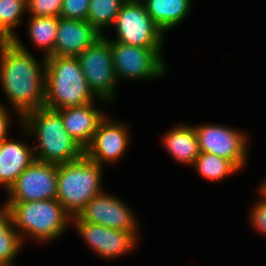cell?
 Returning a JSON list of instances; mask_svg holds the SVG:
<instances>
[{
	"label": "cell",
	"mask_w": 266,
	"mask_h": 266,
	"mask_svg": "<svg viewBox=\"0 0 266 266\" xmlns=\"http://www.w3.org/2000/svg\"><path fill=\"white\" fill-rule=\"evenodd\" d=\"M27 14V0H0V30L13 40L18 33L17 26H21L22 17Z\"/></svg>",
	"instance_id": "23"
},
{
	"label": "cell",
	"mask_w": 266,
	"mask_h": 266,
	"mask_svg": "<svg viewBox=\"0 0 266 266\" xmlns=\"http://www.w3.org/2000/svg\"><path fill=\"white\" fill-rule=\"evenodd\" d=\"M95 100L101 99L89 88L77 57H46L45 107L59 110Z\"/></svg>",
	"instance_id": "4"
},
{
	"label": "cell",
	"mask_w": 266,
	"mask_h": 266,
	"mask_svg": "<svg viewBox=\"0 0 266 266\" xmlns=\"http://www.w3.org/2000/svg\"><path fill=\"white\" fill-rule=\"evenodd\" d=\"M63 0H27L28 16L59 17Z\"/></svg>",
	"instance_id": "24"
},
{
	"label": "cell",
	"mask_w": 266,
	"mask_h": 266,
	"mask_svg": "<svg viewBox=\"0 0 266 266\" xmlns=\"http://www.w3.org/2000/svg\"><path fill=\"white\" fill-rule=\"evenodd\" d=\"M102 102L111 105L105 100H97L85 105L68 107L57 110L62 117L63 124L69 135L85 149L92 141L100 122L105 118L107 111L95 105Z\"/></svg>",
	"instance_id": "14"
},
{
	"label": "cell",
	"mask_w": 266,
	"mask_h": 266,
	"mask_svg": "<svg viewBox=\"0 0 266 266\" xmlns=\"http://www.w3.org/2000/svg\"><path fill=\"white\" fill-rule=\"evenodd\" d=\"M161 137L163 148L168 155L182 166H193L200 155L198 139L194 125L178 123Z\"/></svg>",
	"instance_id": "17"
},
{
	"label": "cell",
	"mask_w": 266,
	"mask_h": 266,
	"mask_svg": "<svg viewBox=\"0 0 266 266\" xmlns=\"http://www.w3.org/2000/svg\"><path fill=\"white\" fill-rule=\"evenodd\" d=\"M27 31L30 42L40 48L44 57L54 56L58 17L28 16Z\"/></svg>",
	"instance_id": "19"
},
{
	"label": "cell",
	"mask_w": 266,
	"mask_h": 266,
	"mask_svg": "<svg viewBox=\"0 0 266 266\" xmlns=\"http://www.w3.org/2000/svg\"><path fill=\"white\" fill-rule=\"evenodd\" d=\"M127 0H90L87 21L102 35L114 26L121 7ZM105 31V32H104Z\"/></svg>",
	"instance_id": "22"
},
{
	"label": "cell",
	"mask_w": 266,
	"mask_h": 266,
	"mask_svg": "<svg viewBox=\"0 0 266 266\" xmlns=\"http://www.w3.org/2000/svg\"><path fill=\"white\" fill-rule=\"evenodd\" d=\"M88 86L98 98L111 105L117 99L118 82L113 65L110 40L102 35L77 56Z\"/></svg>",
	"instance_id": "8"
},
{
	"label": "cell",
	"mask_w": 266,
	"mask_h": 266,
	"mask_svg": "<svg viewBox=\"0 0 266 266\" xmlns=\"http://www.w3.org/2000/svg\"><path fill=\"white\" fill-rule=\"evenodd\" d=\"M0 206V266H16L14 261L25 243L14 228L9 210Z\"/></svg>",
	"instance_id": "20"
},
{
	"label": "cell",
	"mask_w": 266,
	"mask_h": 266,
	"mask_svg": "<svg viewBox=\"0 0 266 266\" xmlns=\"http://www.w3.org/2000/svg\"><path fill=\"white\" fill-rule=\"evenodd\" d=\"M148 14L166 35L184 22L192 11L193 0H142Z\"/></svg>",
	"instance_id": "18"
},
{
	"label": "cell",
	"mask_w": 266,
	"mask_h": 266,
	"mask_svg": "<svg viewBox=\"0 0 266 266\" xmlns=\"http://www.w3.org/2000/svg\"><path fill=\"white\" fill-rule=\"evenodd\" d=\"M89 5L90 0H63L59 17L87 21Z\"/></svg>",
	"instance_id": "25"
},
{
	"label": "cell",
	"mask_w": 266,
	"mask_h": 266,
	"mask_svg": "<svg viewBox=\"0 0 266 266\" xmlns=\"http://www.w3.org/2000/svg\"><path fill=\"white\" fill-rule=\"evenodd\" d=\"M258 197V201L249 210V221L253 230L266 237V200Z\"/></svg>",
	"instance_id": "26"
},
{
	"label": "cell",
	"mask_w": 266,
	"mask_h": 266,
	"mask_svg": "<svg viewBox=\"0 0 266 266\" xmlns=\"http://www.w3.org/2000/svg\"><path fill=\"white\" fill-rule=\"evenodd\" d=\"M127 124L106 115L91 143L84 149V154L100 166L118 163L128 152L132 139L130 126Z\"/></svg>",
	"instance_id": "12"
},
{
	"label": "cell",
	"mask_w": 266,
	"mask_h": 266,
	"mask_svg": "<svg viewBox=\"0 0 266 266\" xmlns=\"http://www.w3.org/2000/svg\"><path fill=\"white\" fill-rule=\"evenodd\" d=\"M101 36L88 21L58 17L54 56L77 57Z\"/></svg>",
	"instance_id": "15"
},
{
	"label": "cell",
	"mask_w": 266,
	"mask_h": 266,
	"mask_svg": "<svg viewBox=\"0 0 266 266\" xmlns=\"http://www.w3.org/2000/svg\"><path fill=\"white\" fill-rule=\"evenodd\" d=\"M104 167L85 154L73 162L57 165V196L64 210L77 216L96 195L104 192Z\"/></svg>",
	"instance_id": "5"
},
{
	"label": "cell",
	"mask_w": 266,
	"mask_h": 266,
	"mask_svg": "<svg viewBox=\"0 0 266 266\" xmlns=\"http://www.w3.org/2000/svg\"><path fill=\"white\" fill-rule=\"evenodd\" d=\"M114 71L118 82L156 80L168 73L163 47H140L110 40Z\"/></svg>",
	"instance_id": "6"
},
{
	"label": "cell",
	"mask_w": 266,
	"mask_h": 266,
	"mask_svg": "<svg viewBox=\"0 0 266 266\" xmlns=\"http://www.w3.org/2000/svg\"><path fill=\"white\" fill-rule=\"evenodd\" d=\"M12 215L13 225L22 242L50 243L57 240L71 226V216L57 199L1 204Z\"/></svg>",
	"instance_id": "3"
},
{
	"label": "cell",
	"mask_w": 266,
	"mask_h": 266,
	"mask_svg": "<svg viewBox=\"0 0 266 266\" xmlns=\"http://www.w3.org/2000/svg\"><path fill=\"white\" fill-rule=\"evenodd\" d=\"M122 198L105 190L92 198L77 217L81 221L101 224L108 228L126 232H140L138 215Z\"/></svg>",
	"instance_id": "11"
},
{
	"label": "cell",
	"mask_w": 266,
	"mask_h": 266,
	"mask_svg": "<svg viewBox=\"0 0 266 266\" xmlns=\"http://www.w3.org/2000/svg\"><path fill=\"white\" fill-rule=\"evenodd\" d=\"M11 116H16V120L18 121L19 119L18 122L22 123V117L16 111H12L10 107H7L6 104L0 102V142L9 138L8 134L13 119Z\"/></svg>",
	"instance_id": "27"
},
{
	"label": "cell",
	"mask_w": 266,
	"mask_h": 266,
	"mask_svg": "<svg viewBox=\"0 0 266 266\" xmlns=\"http://www.w3.org/2000/svg\"><path fill=\"white\" fill-rule=\"evenodd\" d=\"M258 195L262 197L264 200H266V177L263 178V181H261L258 185Z\"/></svg>",
	"instance_id": "28"
},
{
	"label": "cell",
	"mask_w": 266,
	"mask_h": 266,
	"mask_svg": "<svg viewBox=\"0 0 266 266\" xmlns=\"http://www.w3.org/2000/svg\"><path fill=\"white\" fill-rule=\"evenodd\" d=\"M194 128L200 152L223 157L240 171L246 168L250 147L249 135L246 132L218 123L195 124Z\"/></svg>",
	"instance_id": "9"
},
{
	"label": "cell",
	"mask_w": 266,
	"mask_h": 266,
	"mask_svg": "<svg viewBox=\"0 0 266 266\" xmlns=\"http://www.w3.org/2000/svg\"><path fill=\"white\" fill-rule=\"evenodd\" d=\"M109 40L140 47H165L166 35L152 20L142 0H127L117 15Z\"/></svg>",
	"instance_id": "7"
},
{
	"label": "cell",
	"mask_w": 266,
	"mask_h": 266,
	"mask_svg": "<svg viewBox=\"0 0 266 266\" xmlns=\"http://www.w3.org/2000/svg\"><path fill=\"white\" fill-rule=\"evenodd\" d=\"M22 135L35 138L33 146L37 161L61 165L78 160L84 149L66 130L57 110L42 107L22 117Z\"/></svg>",
	"instance_id": "2"
},
{
	"label": "cell",
	"mask_w": 266,
	"mask_h": 266,
	"mask_svg": "<svg viewBox=\"0 0 266 266\" xmlns=\"http://www.w3.org/2000/svg\"><path fill=\"white\" fill-rule=\"evenodd\" d=\"M4 202L56 199L57 165L35 160L6 192Z\"/></svg>",
	"instance_id": "13"
},
{
	"label": "cell",
	"mask_w": 266,
	"mask_h": 266,
	"mask_svg": "<svg viewBox=\"0 0 266 266\" xmlns=\"http://www.w3.org/2000/svg\"><path fill=\"white\" fill-rule=\"evenodd\" d=\"M8 41H10V39L0 30V44Z\"/></svg>",
	"instance_id": "29"
},
{
	"label": "cell",
	"mask_w": 266,
	"mask_h": 266,
	"mask_svg": "<svg viewBox=\"0 0 266 266\" xmlns=\"http://www.w3.org/2000/svg\"><path fill=\"white\" fill-rule=\"evenodd\" d=\"M30 52L19 36L0 44V85L21 117L44 107L45 101L46 57Z\"/></svg>",
	"instance_id": "1"
},
{
	"label": "cell",
	"mask_w": 266,
	"mask_h": 266,
	"mask_svg": "<svg viewBox=\"0 0 266 266\" xmlns=\"http://www.w3.org/2000/svg\"><path fill=\"white\" fill-rule=\"evenodd\" d=\"M192 167L200 178L214 183H220L241 172L231 161L208 152H200Z\"/></svg>",
	"instance_id": "21"
},
{
	"label": "cell",
	"mask_w": 266,
	"mask_h": 266,
	"mask_svg": "<svg viewBox=\"0 0 266 266\" xmlns=\"http://www.w3.org/2000/svg\"><path fill=\"white\" fill-rule=\"evenodd\" d=\"M72 226L85 241L87 247L106 261L130 254L138 247L139 236H141L140 232H126L101 224L81 221L77 216L71 217Z\"/></svg>",
	"instance_id": "10"
},
{
	"label": "cell",
	"mask_w": 266,
	"mask_h": 266,
	"mask_svg": "<svg viewBox=\"0 0 266 266\" xmlns=\"http://www.w3.org/2000/svg\"><path fill=\"white\" fill-rule=\"evenodd\" d=\"M20 140V141H19ZM23 138L9 137L1 142L0 151V187L5 192L15 183L20 174L35 160L33 145Z\"/></svg>",
	"instance_id": "16"
}]
</instances>
